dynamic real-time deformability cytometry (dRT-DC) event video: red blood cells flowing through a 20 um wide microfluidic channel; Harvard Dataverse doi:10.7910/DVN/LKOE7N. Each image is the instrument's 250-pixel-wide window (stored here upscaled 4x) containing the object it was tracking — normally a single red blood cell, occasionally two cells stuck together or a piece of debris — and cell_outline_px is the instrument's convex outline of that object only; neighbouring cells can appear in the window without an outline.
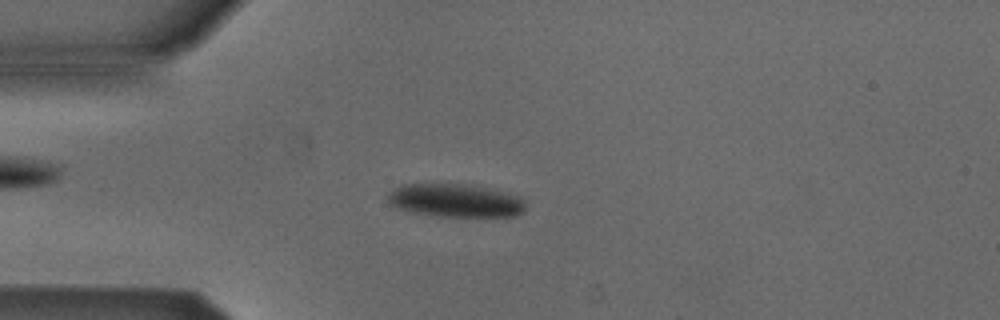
{"species": "Egyptian fruit bat (a non-hibernating species)", "species_latin": "Rousettus aegyptiacus", "temperature_condition": "cold", "stored_images_in_passage": 3, "camera_frame_rate_fps": 3000, "um_per_image_px": 0.085, "animal": {"sex": "male"}, "frame": {"image": 1, "passage_image": 3, "time_ms": 0.667, "image_size_px": [1000, 320], "cell_outline_px": [[524, 212], [516, 216], [436, 216], [412, 212], [396, 208], [388, 204], [388, 192], [400, 184], [468, 184], [492, 188], [520, 196], [524, 200]], "centroid_in_image_um": [38.7, 17.03], "position_along_channel_um": 46.3, "area_um2": 26.99}}